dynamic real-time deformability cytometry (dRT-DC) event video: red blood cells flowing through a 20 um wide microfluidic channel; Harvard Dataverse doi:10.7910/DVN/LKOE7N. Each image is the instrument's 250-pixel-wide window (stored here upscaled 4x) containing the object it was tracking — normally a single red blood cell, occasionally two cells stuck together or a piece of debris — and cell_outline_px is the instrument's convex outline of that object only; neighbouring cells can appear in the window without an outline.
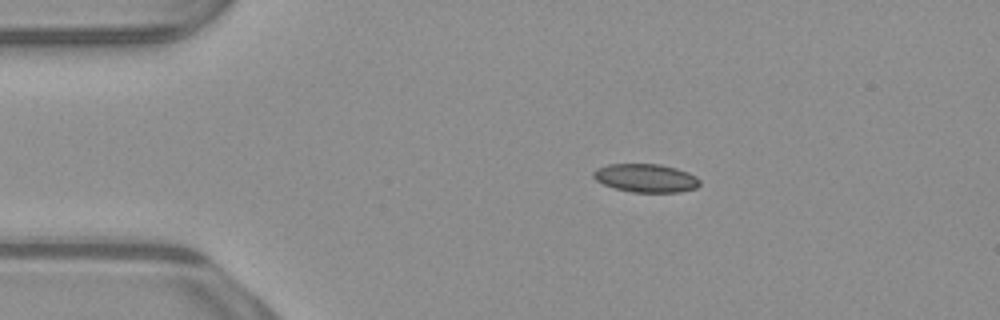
{"species": "common noctule bat (a hibernating species)", "species_latin": "Nyctalus noctula", "temperature_condition": "warm", "stored_images_in_passage": 44, "camera_frame_rate_fps": 3000, "um_per_image_px": 0.085, "animal": {"sex": "male", "body_mass_g": 23.1, "forearm_length_mm": 52.7}, "frame": {"image": 1, "passage_image": 1, "time_ms": 0.0, "image_size_px": [1000, 320], "cell_outline_px": [[700, 184], [696, 188], [680, 192], [632, 192], [616, 188], [604, 184], [596, 180], [592, 176], [592, 172], [596, 168], [608, 164], [660, 164], [676, 168], [688, 172], [696, 176], [700, 180]], "centroid_in_image_um": [54.9, 15.13], "position_along_channel_um": 30.1, "area_um2": 17.63}}
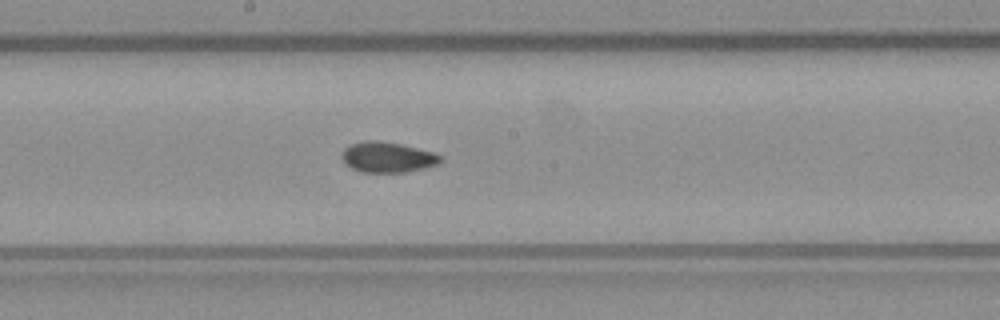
{"frame": {"image": 2, "passage_image": 19, "time_ms": 6.0, "image_size_px": [1000, 320], "cell_outline_px": [[444, 160], [440, 164], [424, 168], [404, 172], [360, 172], [344, 164], [340, 156], [344, 148], [352, 144], [364, 140], [376, 140], [400, 144], [436, 152]], "centroid_in_image_um": [32.94, 13.36], "position_along_channel_um": 215.3, "area_um2": 17.74}}
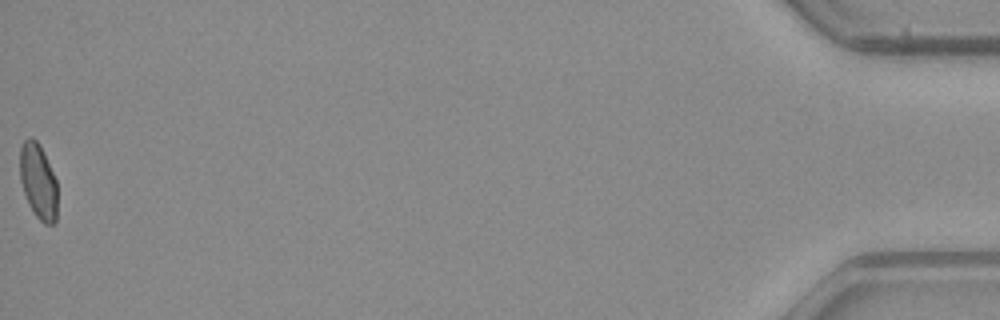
{"frame": {"image": 3, "passage_image": 44, "time_ms": 14.333, "image_size_px": [1000, 320], "cell_outline_px": [[56, 220], [52, 224], [44, 224], [32, 212], [28, 204], [20, 180], [20, 148], [24, 140], [28, 136], [32, 136], [40, 144], [44, 152], [56, 180]], "centroid_in_image_um": [3.23, 15.39], "position_along_channel_um": 432.0, "area_um2": 16.53}, "authors_computed_cell_mechanics": {"area_um2": 17.1955, "velocity_mm_per_s": 3.9165, "shape_relaxation_time_tau1_ms": null, "shape_relaxation_time_tau2_ms": 1.416, "deformation_change_tau1": null, "deformation_change_tau2": 0.0617}}